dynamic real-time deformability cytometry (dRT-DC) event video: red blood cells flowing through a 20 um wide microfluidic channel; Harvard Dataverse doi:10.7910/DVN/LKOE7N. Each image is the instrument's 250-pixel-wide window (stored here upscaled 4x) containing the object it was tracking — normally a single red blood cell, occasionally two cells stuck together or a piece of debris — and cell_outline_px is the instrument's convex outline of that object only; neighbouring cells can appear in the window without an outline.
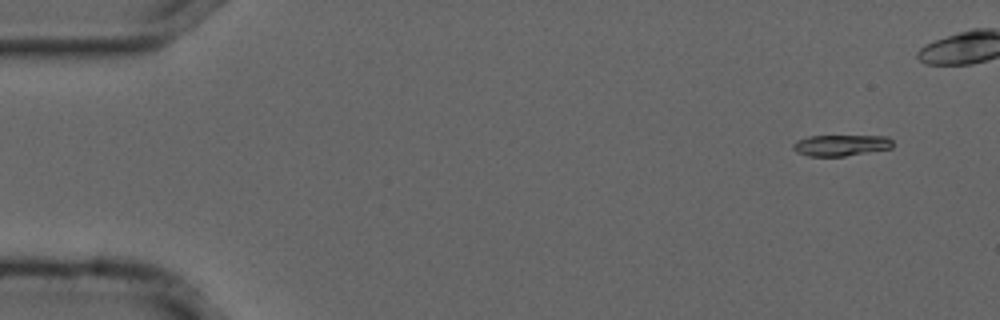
{"species": "common noctule bat (a hibernating species)", "species_latin": "Nyctalus noctula", "temperature_condition": "cold", "stored_images_in_passage": 13, "camera_frame_rate_fps": 3000, "um_per_image_px": 0.085, "animal": {"sex": "male", "forearm_length_mm": 52.5}, "frame": {"image": 1, "passage_image": 1, "time_ms": 0.0, "image_size_px": [1000, 320], "cell_outline_px": [[892, 148], [844, 156], [808, 156], [796, 152], [792, 148], [792, 144], [796, 140], [808, 136], [888, 136], [892, 140]], "centroid_in_image_um": [71.44, 12.34], "position_along_channel_um": 13.6, "area_um2": 12.31}}